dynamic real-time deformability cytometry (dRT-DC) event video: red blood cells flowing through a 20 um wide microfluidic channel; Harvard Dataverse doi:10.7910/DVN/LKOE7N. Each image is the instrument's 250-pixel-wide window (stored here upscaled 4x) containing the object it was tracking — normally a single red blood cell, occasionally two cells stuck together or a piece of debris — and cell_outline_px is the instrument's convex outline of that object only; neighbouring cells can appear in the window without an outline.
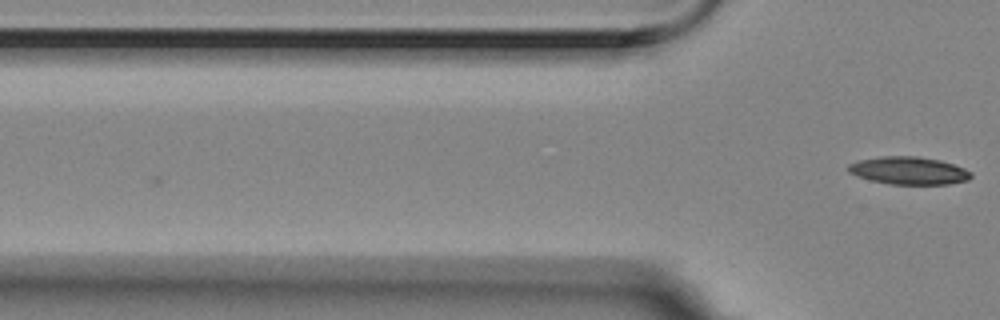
{"species": "Egyptian fruit bat (a non-hibernating species)", "species_latin": "Rousettus aegyptiacus", "temperature_condition": "room temperature", "stored_images_in_passage": 6, "camera_frame_rate_fps": 3000, "um_per_image_px": 0.085, "animal": {"sex": "female"}, "frame": {"image": 1, "passage_image": 6, "time_ms": 1.667, "image_size_px": [1000, 320], "cell_outline_px": [[972, 176], [968, 180], [948, 184], [888, 184], [856, 176], [848, 172], [844, 168], [848, 164], [860, 160], [880, 156], [916, 156], [940, 160], [964, 168], [972, 172]], "centroid_in_image_um": [77.21, 14.5], "position_along_channel_um": 48.6, "area_um2": 19.88}}